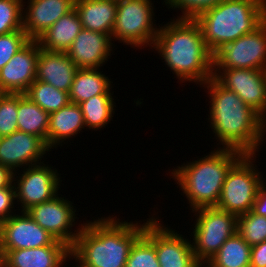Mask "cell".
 Wrapping results in <instances>:
<instances>
[{
    "instance_id": "f35d334b",
    "label": "cell",
    "mask_w": 266,
    "mask_h": 267,
    "mask_svg": "<svg viewBox=\"0 0 266 267\" xmlns=\"http://www.w3.org/2000/svg\"><path fill=\"white\" fill-rule=\"evenodd\" d=\"M261 122H262V126H263V129H264V135H265L266 134V111L261 116Z\"/></svg>"
},
{
    "instance_id": "5b68a950",
    "label": "cell",
    "mask_w": 266,
    "mask_h": 267,
    "mask_svg": "<svg viewBox=\"0 0 266 267\" xmlns=\"http://www.w3.org/2000/svg\"><path fill=\"white\" fill-rule=\"evenodd\" d=\"M195 20L207 47L214 53L224 44L258 28L266 20V7L252 0H223Z\"/></svg>"
},
{
    "instance_id": "30bf717a",
    "label": "cell",
    "mask_w": 266,
    "mask_h": 267,
    "mask_svg": "<svg viewBox=\"0 0 266 267\" xmlns=\"http://www.w3.org/2000/svg\"><path fill=\"white\" fill-rule=\"evenodd\" d=\"M43 163L24 168L19 176L13 175L15 198L21 204V212L51 200L58 194L60 176L56 168ZM16 176V177H15ZM16 181V182H15Z\"/></svg>"
},
{
    "instance_id": "e575fe53",
    "label": "cell",
    "mask_w": 266,
    "mask_h": 267,
    "mask_svg": "<svg viewBox=\"0 0 266 267\" xmlns=\"http://www.w3.org/2000/svg\"><path fill=\"white\" fill-rule=\"evenodd\" d=\"M15 198V189L13 183L10 186L0 188V223L15 214L12 212Z\"/></svg>"
},
{
    "instance_id": "3957f363",
    "label": "cell",
    "mask_w": 266,
    "mask_h": 267,
    "mask_svg": "<svg viewBox=\"0 0 266 267\" xmlns=\"http://www.w3.org/2000/svg\"><path fill=\"white\" fill-rule=\"evenodd\" d=\"M153 217L143 224L120 222L114 215L86 221L70 248L71 259L84 267H125L132 245Z\"/></svg>"
},
{
    "instance_id": "60d3db41",
    "label": "cell",
    "mask_w": 266,
    "mask_h": 267,
    "mask_svg": "<svg viewBox=\"0 0 266 267\" xmlns=\"http://www.w3.org/2000/svg\"><path fill=\"white\" fill-rule=\"evenodd\" d=\"M200 267H208L207 265L205 264H201Z\"/></svg>"
},
{
    "instance_id": "74e56055",
    "label": "cell",
    "mask_w": 266,
    "mask_h": 267,
    "mask_svg": "<svg viewBox=\"0 0 266 267\" xmlns=\"http://www.w3.org/2000/svg\"><path fill=\"white\" fill-rule=\"evenodd\" d=\"M13 175L9 168L0 165V188L10 186L13 183Z\"/></svg>"
},
{
    "instance_id": "4dcf8cb0",
    "label": "cell",
    "mask_w": 266,
    "mask_h": 267,
    "mask_svg": "<svg viewBox=\"0 0 266 267\" xmlns=\"http://www.w3.org/2000/svg\"><path fill=\"white\" fill-rule=\"evenodd\" d=\"M23 0H0V35L14 31H23Z\"/></svg>"
},
{
    "instance_id": "d6986e66",
    "label": "cell",
    "mask_w": 266,
    "mask_h": 267,
    "mask_svg": "<svg viewBox=\"0 0 266 267\" xmlns=\"http://www.w3.org/2000/svg\"><path fill=\"white\" fill-rule=\"evenodd\" d=\"M70 259L69 246L49 245L10 250L0 259V267H63Z\"/></svg>"
},
{
    "instance_id": "52a82bcc",
    "label": "cell",
    "mask_w": 266,
    "mask_h": 267,
    "mask_svg": "<svg viewBox=\"0 0 266 267\" xmlns=\"http://www.w3.org/2000/svg\"><path fill=\"white\" fill-rule=\"evenodd\" d=\"M256 157L244 155L230 169L216 207L236 216L252 210L258 189L263 185L262 172L253 164Z\"/></svg>"
},
{
    "instance_id": "9c48e42d",
    "label": "cell",
    "mask_w": 266,
    "mask_h": 267,
    "mask_svg": "<svg viewBox=\"0 0 266 267\" xmlns=\"http://www.w3.org/2000/svg\"><path fill=\"white\" fill-rule=\"evenodd\" d=\"M222 68L266 70V20L213 53V76Z\"/></svg>"
},
{
    "instance_id": "7402d4cb",
    "label": "cell",
    "mask_w": 266,
    "mask_h": 267,
    "mask_svg": "<svg viewBox=\"0 0 266 267\" xmlns=\"http://www.w3.org/2000/svg\"><path fill=\"white\" fill-rule=\"evenodd\" d=\"M85 127L80 105L68 103L65 107L49 114L48 148L54 149L57 145L62 146L66 139L75 137Z\"/></svg>"
},
{
    "instance_id": "2e32d148",
    "label": "cell",
    "mask_w": 266,
    "mask_h": 267,
    "mask_svg": "<svg viewBox=\"0 0 266 267\" xmlns=\"http://www.w3.org/2000/svg\"><path fill=\"white\" fill-rule=\"evenodd\" d=\"M40 44L29 40L0 70V93L24 94L36 80Z\"/></svg>"
},
{
    "instance_id": "277c9868",
    "label": "cell",
    "mask_w": 266,
    "mask_h": 267,
    "mask_svg": "<svg viewBox=\"0 0 266 267\" xmlns=\"http://www.w3.org/2000/svg\"><path fill=\"white\" fill-rule=\"evenodd\" d=\"M243 156L239 151L216 148L210 154L172 170V178L185 194L192 211L217 206L228 172Z\"/></svg>"
},
{
    "instance_id": "6da1fadb",
    "label": "cell",
    "mask_w": 266,
    "mask_h": 267,
    "mask_svg": "<svg viewBox=\"0 0 266 267\" xmlns=\"http://www.w3.org/2000/svg\"><path fill=\"white\" fill-rule=\"evenodd\" d=\"M202 86L209 90L208 96L211 97L208 120L214 136L219 140L217 145H222L217 148L256 155L265 140L261 115L214 77Z\"/></svg>"
},
{
    "instance_id": "603a6c76",
    "label": "cell",
    "mask_w": 266,
    "mask_h": 267,
    "mask_svg": "<svg viewBox=\"0 0 266 267\" xmlns=\"http://www.w3.org/2000/svg\"><path fill=\"white\" fill-rule=\"evenodd\" d=\"M82 29L80 18L74 8L68 14L59 18L37 41L41 49L67 52Z\"/></svg>"
},
{
    "instance_id": "7a4b0ae2",
    "label": "cell",
    "mask_w": 266,
    "mask_h": 267,
    "mask_svg": "<svg viewBox=\"0 0 266 267\" xmlns=\"http://www.w3.org/2000/svg\"><path fill=\"white\" fill-rule=\"evenodd\" d=\"M159 27L152 46L180 83L203 85L213 77V53L207 47L199 23L175 18Z\"/></svg>"
},
{
    "instance_id": "484cf974",
    "label": "cell",
    "mask_w": 266,
    "mask_h": 267,
    "mask_svg": "<svg viewBox=\"0 0 266 267\" xmlns=\"http://www.w3.org/2000/svg\"><path fill=\"white\" fill-rule=\"evenodd\" d=\"M251 249L252 246L237 232L225 241L206 265L208 267H250Z\"/></svg>"
},
{
    "instance_id": "44dd1931",
    "label": "cell",
    "mask_w": 266,
    "mask_h": 267,
    "mask_svg": "<svg viewBox=\"0 0 266 267\" xmlns=\"http://www.w3.org/2000/svg\"><path fill=\"white\" fill-rule=\"evenodd\" d=\"M82 28L111 36L117 11V0H75Z\"/></svg>"
},
{
    "instance_id": "4fadbf2b",
    "label": "cell",
    "mask_w": 266,
    "mask_h": 267,
    "mask_svg": "<svg viewBox=\"0 0 266 267\" xmlns=\"http://www.w3.org/2000/svg\"><path fill=\"white\" fill-rule=\"evenodd\" d=\"M49 245L66 244L38 225L27 212L13 214L0 223V259L10 250Z\"/></svg>"
},
{
    "instance_id": "ac0fdd59",
    "label": "cell",
    "mask_w": 266,
    "mask_h": 267,
    "mask_svg": "<svg viewBox=\"0 0 266 267\" xmlns=\"http://www.w3.org/2000/svg\"><path fill=\"white\" fill-rule=\"evenodd\" d=\"M112 41L109 34L82 29L66 53L78 69L99 68L112 55Z\"/></svg>"
},
{
    "instance_id": "4316f807",
    "label": "cell",
    "mask_w": 266,
    "mask_h": 267,
    "mask_svg": "<svg viewBox=\"0 0 266 267\" xmlns=\"http://www.w3.org/2000/svg\"><path fill=\"white\" fill-rule=\"evenodd\" d=\"M112 95H97L80 103L85 126L90 130H101L111 120L115 113Z\"/></svg>"
},
{
    "instance_id": "83f0119b",
    "label": "cell",
    "mask_w": 266,
    "mask_h": 267,
    "mask_svg": "<svg viewBox=\"0 0 266 267\" xmlns=\"http://www.w3.org/2000/svg\"><path fill=\"white\" fill-rule=\"evenodd\" d=\"M24 95L49 114L70 103L67 92L56 89L49 83L39 80H35Z\"/></svg>"
},
{
    "instance_id": "8fae6325",
    "label": "cell",
    "mask_w": 266,
    "mask_h": 267,
    "mask_svg": "<svg viewBox=\"0 0 266 267\" xmlns=\"http://www.w3.org/2000/svg\"><path fill=\"white\" fill-rule=\"evenodd\" d=\"M158 220L153 217L145 225L143 234L154 244L160 267H200L191 240Z\"/></svg>"
},
{
    "instance_id": "f546056e",
    "label": "cell",
    "mask_w": 266,
    "mask_h": 267,
    "mask_svg": "<svg viewBox=\"0 0 266 267\" xmlns=\"http://www.w3.org/2000/svg\"><path fill=\"white\" fill-rule=\"evenodd\" d=\"M125 267H160L155 246L144 234L132 245Z\"/></svg>"
},
{
    "instance_id": "d6a6232c",
    "label": "cell",
    "mask_w": 266,
    "mask_h": 267,
    "mask_svg": "<svg viewBox=\"0 0 266 267\" xmlns=\"http://www.w3.org/2000/svg\"><path fill=\"white\" fill-rule=\"evenodd\" d=\"M29 40L24 31L0 35V70Z\"/></svg>"
},
{
    "instance_id": "9a60e30c",
    "label": "cell",
    "mask_w": 266,
    "mask_h": 267,
    "mask_svg": "<svg viewBox=\"0 0 266 267\" xmlns=\"http://www.w3.org/2000/svg\"><path fill=\"white\" fill-rule=\"evenodd\" d=\"M48 151L51 150L40 137L19 130L0 137V165L13 173L43 163L41 160Z\"/></svg>"
},
{
    "instance_id": "7bdbcfd3",
    "label": "cell",
    "mask_w": 266,
    "mask_h": 267,
    "mask_svg": "<svg viewBox=\"0 0 266 267\" xmlns=\"http://www.w3.org/2000/svg\"><path fill=\"white\" fill-rule=\"evenodd\" d=\"M76 267H84V266H82L81 264H79V265L77 264V266H76Z\"/></svg>"
},
{
    "instance_id": "b9f144b4",
    "label": "cell",
    "mask_w": 266,
    "mask_h": 267,
    "mask_svg": "<svg viewBox=\"0 0 266 267\" xmlns=\"http://www.w3.org/2000/svg\"><path fill=\"white\" fill-rule=\"evenodd\" d=\"M264 180H265V179L263 178V185L266 187V182H264Z\"/></svg>"
},
{
    "instance_id": "8d00e7d4",
    "label": "cell",
    "mask_w": 266,
    "mask_h": 267,
    "mask_svg": "<svg viewBox=\"0 0 266 267\" xmlns=\"http://www.w3.org/2000/svg\"><path fill=\"white\" fill-rule=\"evenodd\" d=\"M252 211L266 217V187L262 185L257 192Z\"/></svg>"
},
{
    "instance_id": "836d02e7",
    "label": "cell",
    "mask_w": 266,
    "mask_h": 267,
    "mask_svg": "<svg viewBox=\"0 0 266 267\" xmlns=\"http://www.w3.org/2000/svg\"><path fill=\"white\" fill-rule=\"evenodd\" d=\"M223 0H164L165 4L169 8L179 9L182 11V15L177 18H192L195 19L199 14L208 10L211 7L216 6Z\"/></svg>"
},
{
    "instance_id": "d590c367",
    "label": "cell",
    "mask_w": 266,
    "mask_h": 267,
    "mask_svg": "<svg viewBox=\"0 0 266 267\" xmlns=\"http://www.w3.org/2000/svg\"><path fill=\"white\" fill-rule=\"evenodd\" d=\"M250 267H266V241L252 246Z\"/></svg>"
},
{
    "instance_id": "d4e9b609",
    "label": "cell",
    "mask_w": 266,
    "mask_h": 267,
    "mask_svg": "<svg viewBox=\"0 0 266 267\" xmlns=\"http://www.w3.org/2000/svg\"><path fill=\"white\" fill-rule=\"evenodd\" d=\"M18 130L40 137L47 144L49 113L24 94H18Z\"/></svg>"
},
{
    "instance_id": "ab89813d",
    "label": "cell",
    "mask_w": 266,
    "mask_h": 267,
    "mask_svg": "<svg viewBox=\"0 0 266 267\" xmlns=\"http://www.w3.org/2000/svg\"><path fill=\"white\" fill-rule=\"evenodd\" d=\"M252 1L260 3V4H262L263 6L266 7V0H252Z\"/></svg>"
},
{
    "instance_id": "8992f818",
    "label": "cell",
    "mask_w": 266,
    "mask_h": 267,
    "mask_svg": "<svg viewBox=\"0 0 266 267\" xmlns=\"http://www.w3.org/2000/svg\"><path fill=\"white\" fill-rule=\"evenodd\" d=\"M152 0H117V11L111 39L131 48H152L159 27L155 22Z\"/></svg>"
},
{
    "instance_id": "1f68e13d",
    "label": "cell",
    "mask_w": 266,
    "mask_h": 267,
    "mask_svg": "<svg viewBox=\"0 0 266 267\" xmlns=\"http://www.w3.org/2000/svg\"><path fill=\"white\" fill-rule=\"evenodd\" d=\"M18 94L0 93V137L18 130Z\"/></svg>"
},
{
    "instance_id": "ffe728a7",
    "label": "cell",
    "mask_w": 266,
    "mask_h": 267,
    "mask_svg": "<svg viewBox=\"0 0 266 267\" xmlns=\"http://www.w3.org/2000/svg\"><path fill=\"white\" fill-rule=\"evenodd\" d=\"M77 66L66 52L41 49L37 59L36 80L69 93Z\"/></svg>"
},
{
    "instance_id": "e0dca14e",
    "label": "cell",
    "mask_w": 266,
    "mask_h": 267,
    "mask_svg": "<svg viewBox=\"0 0 266 267\" xmlns=\"http://www.w3.org/2000/svg\"><path fill=\"white\" fill-rule=\"evenodd\" d=\"M22 5V27L27 37L37 40L59 18L74 9L75 0H28ZM26 11V12H25Z\"/></svg>"
},
{
    "instance_id": "5bb4252c",
    "label": "cell",
    "mask_w": 266,
    "mask_h": 267,
    "mask_svg": "<svg viewBox=\"0 0 266 267\" xmlns=\"http://www.w3.org/2000/svg\"><path fill=\"white\" fill-rule=\"evenodd\" d=\"M261 116L266 111V70L222 68L213 76Z\"/></svg>"
},
{
    "instance_id": "7c38bea8",
    "label": "cell",
    "mask_w": 266,
    "mask_h": 267,
    "mask_svg": "<svg viewBox=\"0 0 266 267\" xmlns=\"http://www.w3.org/2000/svg\"><path fill=\"white\" fill-rule=\"evenodd\" d=\"M72 204L62 195L59 198L57 194L51 200L35 205L26 212L38 225L71 248L82 226L81 223L74 232L72 231V227L75 226L77 210Z\"/></svg>"
},
{
    "instance_id": "f1b7e54d",
    "label": "cell",
    "mask_w": 266,
    "mask_h": 267,
    "mask_svg": "<svg viewBox=\"0 0 266 267\" xmlns=\"http://www.w3.org/2000/svg\"><path fill=\"white\" fill-rule=\"evenodd\" d=\"M237 232L250 245L266 241V217L252 210L237 216Z\"/></svg>"
},
{
    "instance_id": "cb8c5ba5",
    "label": "cell",
    "mask_w": 266,
    "mask_h": 267,
    "mask_svg": "<svg viewBox=\"0 0 266 267\" xmlns=\"http://www.w3.org/2000/svg\"><path fill=\"white\" fill-rule=\"evenodd\" d=\"M110 80L100 68L78 69L68 93L70 102L80 104L97 95H113Z\"/></svg>"
},
{
    "instance_id": "ba28073f",
    "label": "cell",
    "mask_w": 266,
    "mask_h": 267,
    "mask_svg": "<svg viewBox=\"0 0 266 267\" xmlns=\"http://www.w3.org/2000/svg\"><path fill=\"white\" fill-rule=\"evenodd\" d=\"M192 212L197 216L192 247L197 260L205 264L227 239L237 233V216L216 206L198 208Z\"/></svg>"
}]
</instances>
